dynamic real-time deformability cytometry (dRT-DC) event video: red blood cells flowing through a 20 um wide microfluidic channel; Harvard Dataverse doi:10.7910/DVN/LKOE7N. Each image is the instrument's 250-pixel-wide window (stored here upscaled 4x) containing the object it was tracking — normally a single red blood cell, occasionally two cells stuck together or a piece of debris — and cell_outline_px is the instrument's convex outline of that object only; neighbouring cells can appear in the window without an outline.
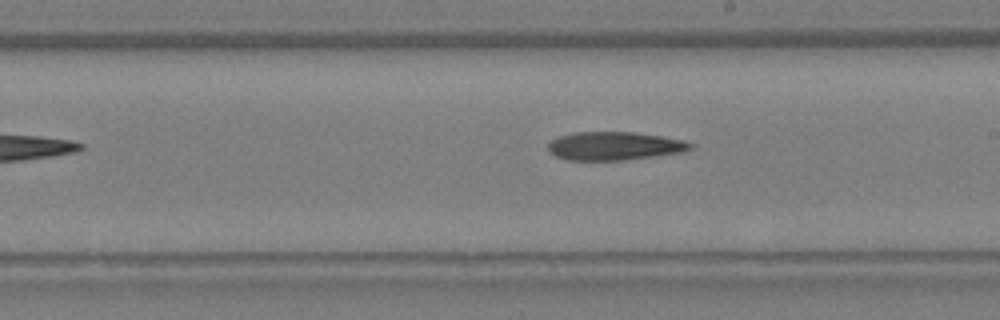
{"species": "Egyptian fruit bat (a non-hibernating species)", "species_latin": "Rousettus aegyptiacus", "temperature_condition": "warm", "stored_images_in_passage": 16, "camera_frame_rate_fps": 3000, "um_per_image_px": 0.085, "animal": {"sex": "female"}, "frame": {"image": 1, "passage_image": 16, "time_ms": 5.0, "image_size_px": [1000, 320], "cell_outline_px": [[696, 144], [692, 148], [684, 152], [624, 160], [568, 160], [556, 156], [548, 148], [548, 140], [556, 136], [572, 132], [632, 132], [664, 136], [684, 140]], "centroid_in_image_um": [52.23, 12.39], "position_along_channel_um": 236.8, "area_um2": 23.81}}